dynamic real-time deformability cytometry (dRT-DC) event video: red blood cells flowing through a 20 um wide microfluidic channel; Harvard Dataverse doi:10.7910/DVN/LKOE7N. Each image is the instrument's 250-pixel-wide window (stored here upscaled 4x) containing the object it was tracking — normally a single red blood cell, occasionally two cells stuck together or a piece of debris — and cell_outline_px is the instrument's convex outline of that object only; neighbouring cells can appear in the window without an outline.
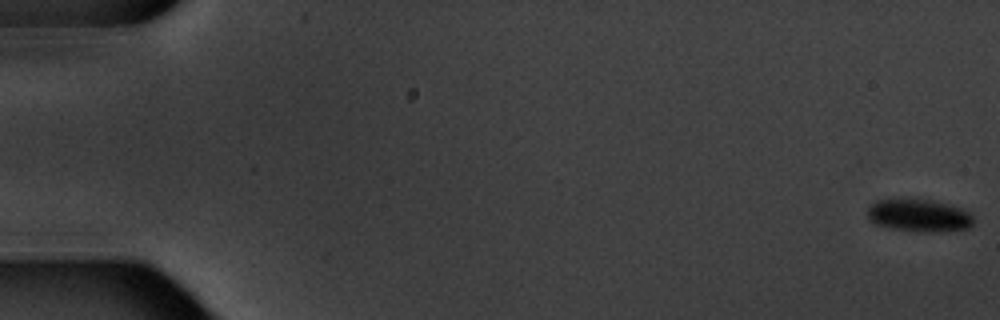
{"species": "common noctule bat (a hibernating species)", "species_latin": "Nyctalus noctula", "temperature_condition": "warm", "stored_images_in_passage": 6, "camera_frame_rate_fps": 3000, "um_per_image_px": 0.085, "animal": {"sex": "male", "body_mass_g": 20.1, "forearm_length_mm": 53.5}, "frame": {"image": 1, "passage_image": 1, "time_ms": 0.0, "image_size_px": [1000, 320], "cell_outline_px": [[972, 224], [968, 228], [944, 232], [920, 232], [888, 228], [876, 224], [868, 220], [868, 204], [876, 200], [908, 196], [932, 200], [960, 208], [968, 212], [972, 216]], "centroid_in_image_um": [78.03, 18.28], "position_along_channel_um": 7.0, "area_um2": 20.87}}
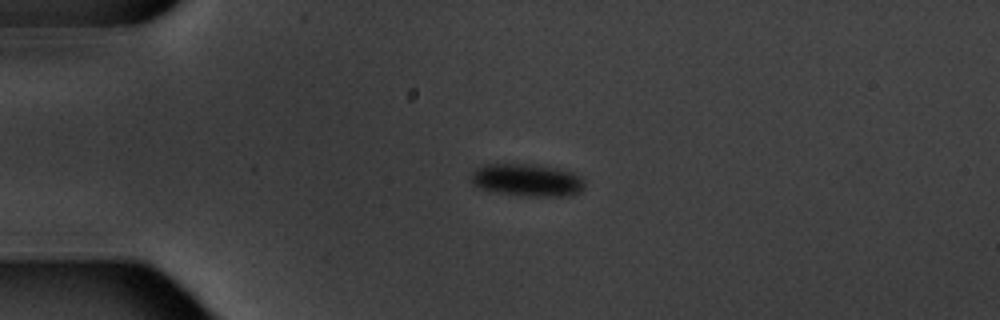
{"frame": {"image": 2, "passage_image": 5, "time_ms": 4.667, "image_size_px": [1000, 320], "cell_outline_px": [[584, 188], [580, 192], [568, 196], [524, 196], [496, 192], [480, 188], [472, 180], [472, 172], [476, 168], [484, 164], [536, 164], [564, 168], [580, 176], [584, 180]], "centroid_in_image_um": [44.87, 15.29], "position_along_channel_um": 40.1, "area_um2": 21.73}}